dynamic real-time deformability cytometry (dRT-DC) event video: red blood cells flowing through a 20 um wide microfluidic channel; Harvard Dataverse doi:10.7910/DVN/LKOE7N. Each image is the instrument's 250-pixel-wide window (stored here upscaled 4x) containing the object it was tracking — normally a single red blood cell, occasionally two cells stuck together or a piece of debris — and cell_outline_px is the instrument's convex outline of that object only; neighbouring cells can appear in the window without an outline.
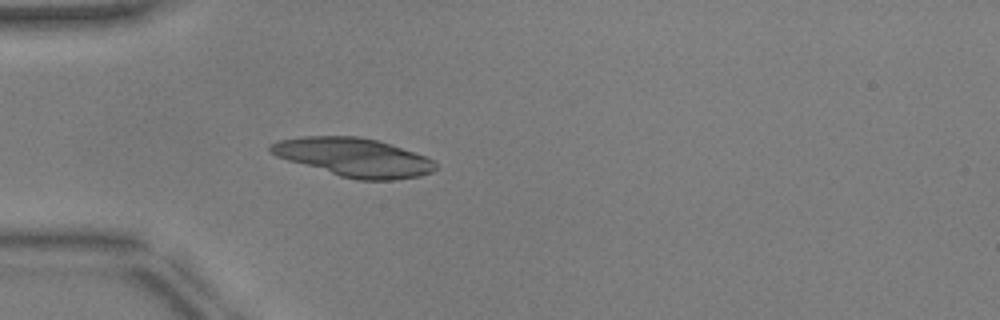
{"species": "common noctule bat (a hibernating species)", "species_latin": "Nyctalus noctula", "temperature_condition": "warm", "stored_images_in_passage": 37, "camera_frame_rate_fps": 3000, "um_per_image_px": 0.085, "animal": {"sex": "male", "body_mass_g": 17.9, "forearm_length_mm": 54.2}, "frame": {"image": 1, "passage_image": 1, "time_ms": 0.0, "image_size_px": [1000, 320], "cell_outline_px": [[436, 168], [432, 172], [420, 176], [396, 180], [356, 180], [340, 176], [288, 160], [276, 156], [268, 152], [268, 148], [272, 144], [280, 140], [300, 136], [360, 136], [380, 140], [392, 144], [436, 160]], "centroid_in_image_um": [30.1, 13.37], "position_along_channel_um": 54.9, "area_um2": 37.28}}